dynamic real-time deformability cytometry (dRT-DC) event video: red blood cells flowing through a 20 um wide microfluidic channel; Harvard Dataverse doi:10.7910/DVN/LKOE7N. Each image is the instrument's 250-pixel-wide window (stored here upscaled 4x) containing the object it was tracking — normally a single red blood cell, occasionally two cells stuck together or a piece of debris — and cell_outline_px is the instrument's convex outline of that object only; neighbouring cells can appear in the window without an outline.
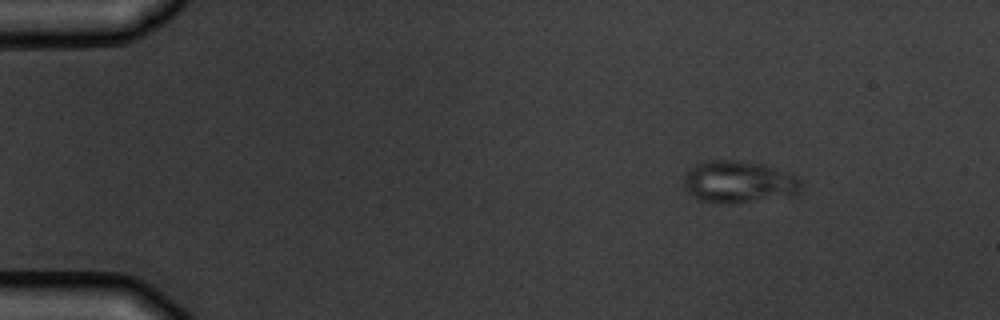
{"species": "common noctule bat (a hibernating species)", "species_latin": "Nyctalus noctula", "temperature_condition": "warm", "stored_images_in_passage": 8, "camera_frame_rate_fps": 3000, "um_per_image_px": 0.085, "animal": {"sex": "male", "body_mass_g": 19.5, "forearm_length_mm": 54.6}, "frame": {"image": 1, "passage_image": 1, "time_ms": 0.0, "image_size_px": [1000, 320], "cell_outline_px": [[800, 192], [792, 196], [736, 204], [716, 204], [700, 200], [692, 196], [684, 188], [684, 176], [688, 168], [696, 164], [708, 160], [732, 160], [764, 164], [796, 176], [800, 180]], "centroid_in_image_um": [62.76, 15.49], "position_along_channel_um": 22.2, "area_um2": 29.25}}
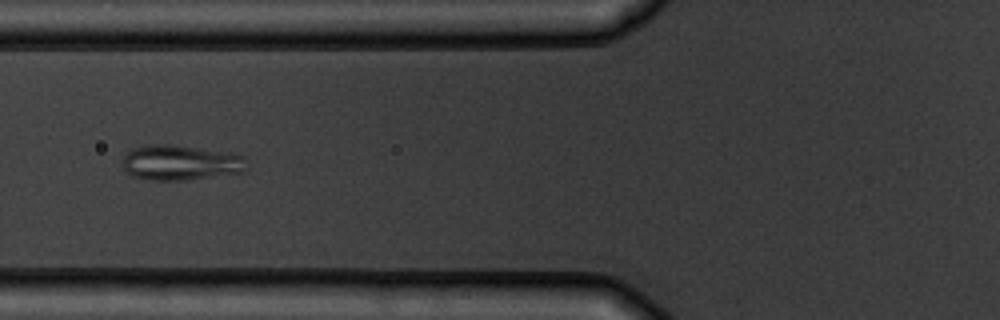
{"frame": {"image": 2, "passage_image": 5, "time_ms": 4.667, "image_size_px": [1000, 320], "cell_outline_px": [[248, 168], [244, 172], [188, 180], [152, 180], [132, 176], [124, 168], [124, 156], [132, 148], [148, 144], [168, 144], [236, 152], [244, 156]], "centroid_in_image_um": [15.42, 13.81], "position_along_channel_um": 110.4, "area_um2": 25.84}}